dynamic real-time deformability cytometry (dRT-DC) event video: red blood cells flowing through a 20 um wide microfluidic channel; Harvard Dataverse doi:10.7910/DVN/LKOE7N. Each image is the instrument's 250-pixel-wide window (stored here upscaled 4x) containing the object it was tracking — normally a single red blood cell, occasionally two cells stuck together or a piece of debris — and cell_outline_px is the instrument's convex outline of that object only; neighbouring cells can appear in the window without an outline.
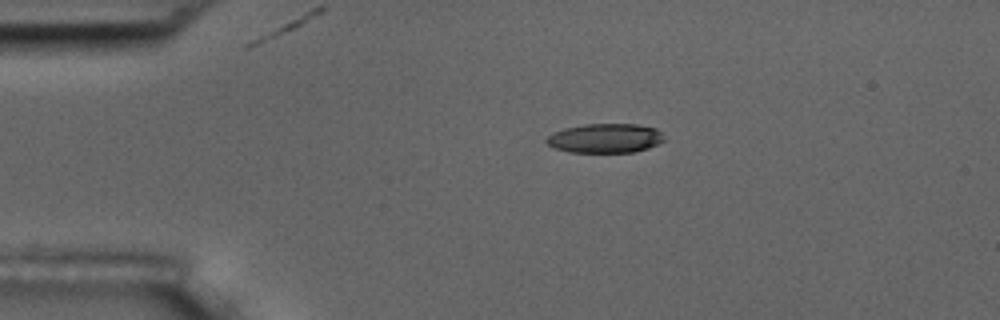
{"species": "common noctule bat (a hibernating species)", "species_latin": "Nyctalus noctula", "temperature_condition": "room temperature", "stored_images_in_passage": 13, "camera_frame_rate_fps": 3000, "um_per_image_px": 0.085, "animal": {"sex": "male", "body_mass_g": 17.5, "forearm_length_mm": 52.3}, "frame": {"image": 1, "passage_image": 1, "time_ms": 0.0, "image_size_px": [1000, 320], "cell_outline_px": [[664, 140], [648, 148], [636, 152], [568, 152], [556, 148], [548, 144], [544, 140], [552, 132], [564, 128], [584, 124], [636, 124], [656, 128], [660, 132]], "centroid_in_image_um": [51.41, 11.74], "position_along_channel_um": 33.6, "area_um2": 20.06}}
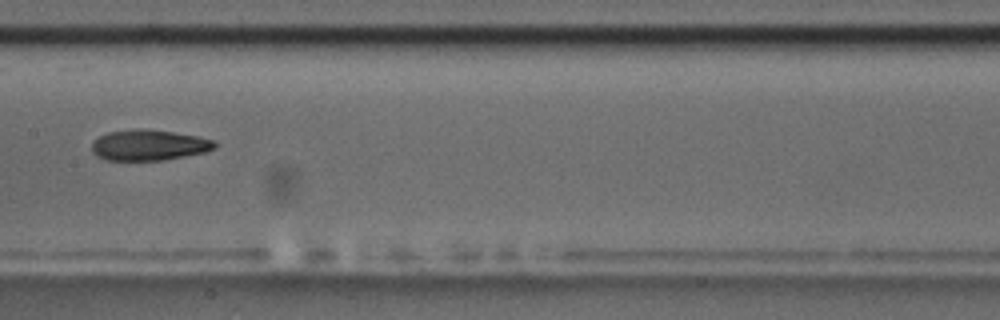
{"frame": {"image": 2, "passage_image": 6, "time_ms": 1.667, "image_size_px": [1000, 320], "cell_outline_px": [[216, 148], [204, 152], [164, 160], [104, 160], [96, 156], [92, 152], [92, 140], [108, 132], [140, 128], [144, 128], [172, 132], [196, 136], [212, 140], [216, 144]], "centroid_in_image_um": [12.6, 12.33], "position_along_channel_um": 194.8, "area_um2": 21.96}}